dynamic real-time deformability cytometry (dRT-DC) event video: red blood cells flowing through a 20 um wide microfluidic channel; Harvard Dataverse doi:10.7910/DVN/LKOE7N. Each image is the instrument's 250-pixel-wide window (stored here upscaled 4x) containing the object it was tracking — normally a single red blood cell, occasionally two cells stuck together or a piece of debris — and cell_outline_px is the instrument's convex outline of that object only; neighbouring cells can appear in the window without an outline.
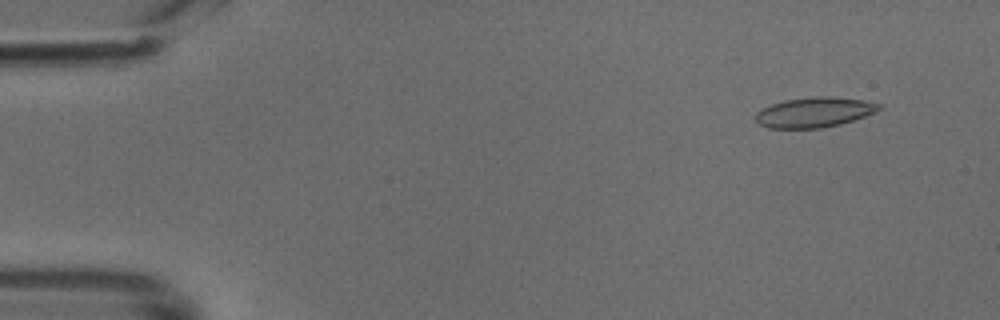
{"species": "common noctule bat (a hibernating species)", "species_latin": "Nyctalus noctula", "temperature_condition": "cold", "stored_images_in_passage": 46, "camera_frame_rate_fps": 3000, "um_per_image_px": 0.085, "animal": {"sex": "male", "body_mass_g": 18.8}, "frame": {"image": 1, "passage_image": 3, "time_ms": 0.667, "image_size_px": [1000, 320], "cell_outline_px": [[884, 104], [876, 112], [840, 124], [824, 128], [768, 128], [760, 124], [756, 120], [756, 112], [772, 104], [784, 100], [812, 96], [828, 96], [864, 100]], "centroid_in_image_um": [69.24, 9.54], "position_along_channel_um": 15.8, "area_um2": 21.62}}
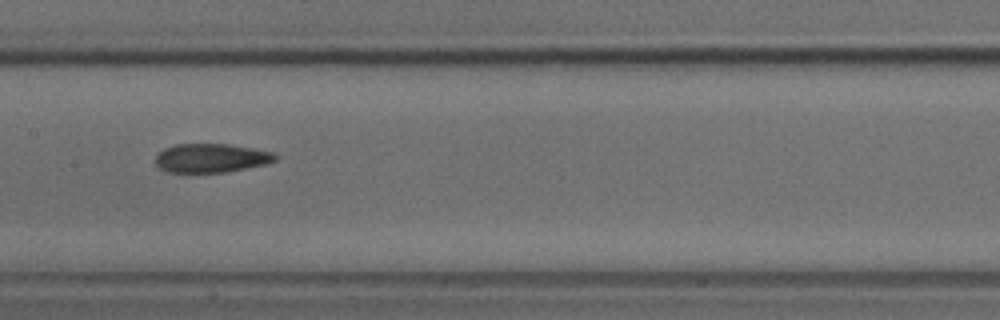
{"frame": {"image": 2, "passage_image": 23, "time_ms": 7.333, "image_size_px": [1000, 320], "cell_outline_px": [[276, 160], [264, 164], [228, 172], [168, 172], [160, 168], [156, 164], [156, 156], [164, 148], [176, 144], [228, 144], [252, 148], [272, 152], [276, 156]], "centroid_in_image_um": [17.93, 13.43], "position_along_channel_um": 189.5, "area_um2": 19.94}}
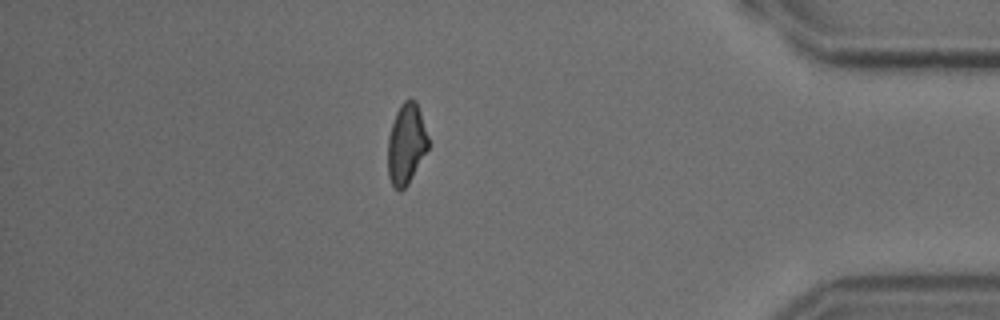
{"frame": {"image": 3, "passage_image": 41, "time_ms": 13.333, "image_size_px": [1000, 320], "cell_outline_px": [[432, 144], [408, 184], [400, 192], [392, 184], [388, 176], [388, 136], [396, 112], [400, 104], [404, 100], [416, 100]], "centroid_in_image_um": [34.57, 12.23], "position_along_channel_um": 400.6, "area_um2": 19.36}}